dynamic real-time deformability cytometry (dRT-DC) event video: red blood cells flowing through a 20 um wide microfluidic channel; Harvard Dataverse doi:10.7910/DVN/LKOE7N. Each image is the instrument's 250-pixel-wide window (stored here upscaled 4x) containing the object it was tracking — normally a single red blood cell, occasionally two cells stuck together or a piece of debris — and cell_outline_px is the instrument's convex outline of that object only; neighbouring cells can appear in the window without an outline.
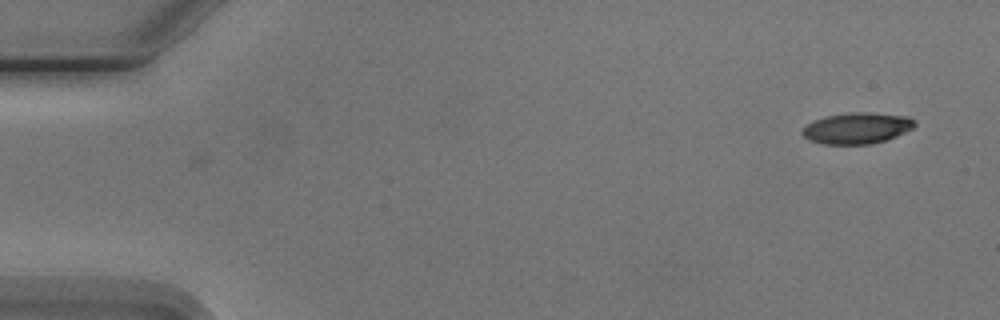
{"species": "Egyptian fruit bat (a non-hibernating species)", "species_latin": "Rousettus aegyptiacus", "temperature_condition": "cold", "stored_images_in_passage": 5, "camera_frame_rate_fps": 3000, "um_per_image_px": 0.085, "animal": {"sex": "male"}, "frame": {"image": 1, "passage_image": 1, "time_ms": 0.0, "image_size_px": [1000, 320], "cell_outline_px": [[916, 124], [912, 128], [896, 136], [884, 140], [868, 144], [824, 144], [808, 140], [800, 132], [808, 124], [824, 116], [848, 112], [868, 112], [908, 116], [916, 120]], "centroid_in_image_um": [72.84, 10.88], "position_along_channel_um": 12.2, "area_um2": 20.35}}
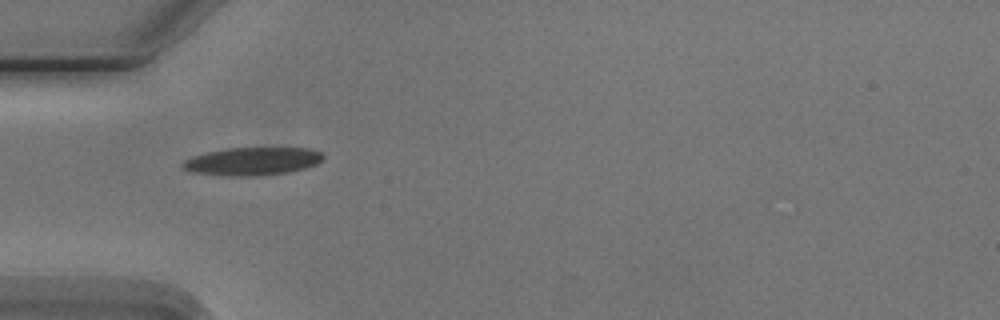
{"frame": {"image": 2, "passage_image": 4, "time_ms": 4.667, "image_size_px": [1000, 320], "cell_outline_px": [[324, 156], [316, 164], [304, 168], [288, 172], [252, 176], [228, 176], [192, 172], [184, 168], [180, 164], [184, 160], [192, 156], [208, 152], [228, 148], [308, 148], [320, 152]], "centroid_in_image_um": [21.42, 13.71], "position_along_channel_um": 63.6, "area_um2": 22.66}}
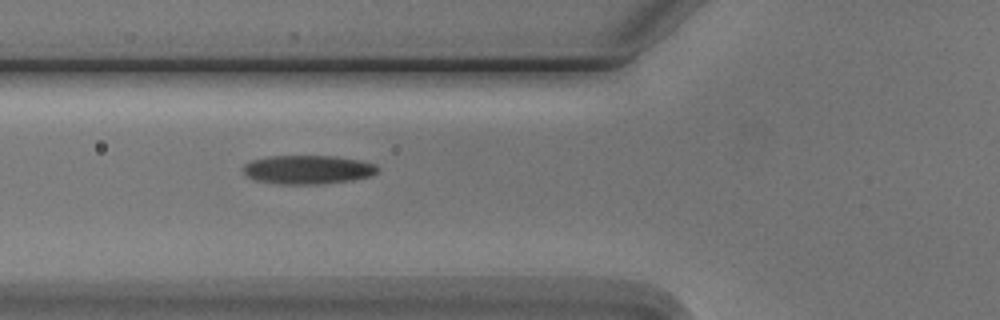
{"frame": {"image": 3, "passage_image": 5, "time_ms": 5.667, "image_size_px": [1000, 320], "cell_outline_px": [[380, 168], [372, 176], [352, 180], [320, 184], [276, 184], [252, 180], [244, 172], [244, 164], [252, 160], [268, 156], [332, 156], [356, 160], [376, 164]], "centroid_in_image_um": [26.15, 14.43], "position_along_channel_um": 99.7, "area_um2": 22.6}}